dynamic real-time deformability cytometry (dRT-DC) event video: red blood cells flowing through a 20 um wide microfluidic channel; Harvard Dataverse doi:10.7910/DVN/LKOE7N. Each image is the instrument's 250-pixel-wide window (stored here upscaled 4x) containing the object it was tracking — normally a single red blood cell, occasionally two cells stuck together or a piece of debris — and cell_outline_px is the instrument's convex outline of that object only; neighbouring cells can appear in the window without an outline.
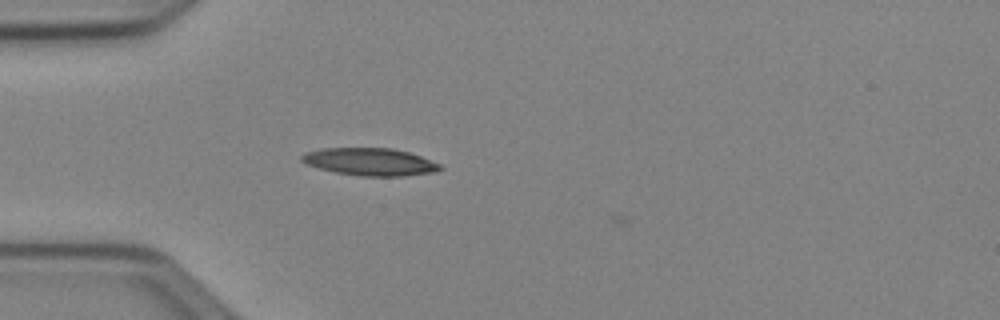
{"species": "Egyptian fruit bat (a non-hibernating species)", "species_latin": "Rousettus aegyptiacus", "temperature_condition": "cold", "stored_images_in_passage": 3, "camera_frame_rate_fps": 3000, "um_per_image_px": 0.085, "animal": {"sex": "female"}, "frame": {"image": 1, "passage_image": 2, "time_ms": 0.333, "image_size_px": [1000, 320], "cell_outline_px": [[444, 168], [436, 172], [404, 176], [360, 176], [336, 172], [304, 164], [300, 160], [300, 156], [304, 152], [324, 148], [392, 148], [408, 152], [420, 156], [440, 164]], "centroid_in_image_um": [31.44, 13.75], "position_along_channel_um": 53.6, "area_um2": 22.25}}